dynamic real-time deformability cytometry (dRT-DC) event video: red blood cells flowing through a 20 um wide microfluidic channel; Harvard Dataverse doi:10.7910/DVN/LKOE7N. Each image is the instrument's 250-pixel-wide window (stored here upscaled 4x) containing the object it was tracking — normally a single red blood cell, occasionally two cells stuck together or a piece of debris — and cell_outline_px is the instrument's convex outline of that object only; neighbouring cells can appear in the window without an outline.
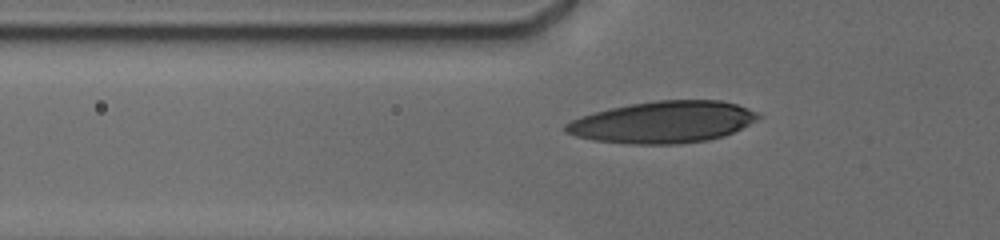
{"species": "human", "species_latin": "Homo sapiens", "temperature_condition": "cold", "stored_images_in_passage": 18, "camera_frame_rate_fps": 3000, "um_per_image_px": 0.085, "donor": {"sex": "male"}, "frame": {"image": 1, "passage_image": 2, "time_ms": 0.333, "image_size_px": [1000, 240], "cell_outline_px": [[760, 116], [748, 124], [724, 136], [708, 140], [680, 144], [628, 144], [592, 140], [576, 136], [564, 132], [564, 124], [572, 120], [596, 112], [612, 108], [632, 104], [656, 100], [720, 100], [736, 104], [756, 112]], "centroid_in_image_um": [56.33, 10.39], "position_along_channel_um": 69.5, "area_um2": 46.41}}
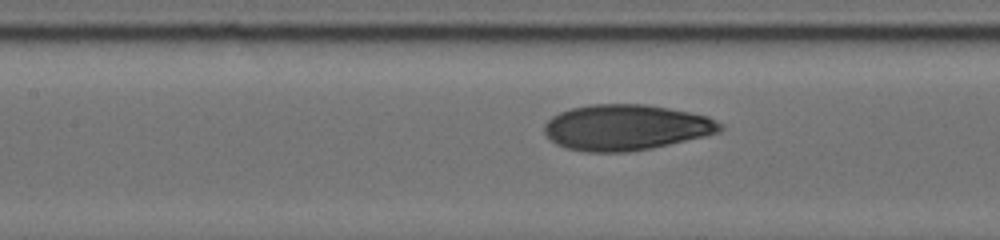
{"frame": {"image": 2, "passage_image": 7, "time_ms": 2.667, "image_size_px": [1000, 240], "cell_outline_px": [[724, 128], [720, 132], [704, 136], [652, 148], [628, 152], [584, 152], [564, 148], [556, 144], [544, 132], [544, 124], [552, 116], [560, 112], [572, 108], [588, 104], [644, 104], [668, 108], [708, 116], [724, 124]], "centroid_in_image_um": [53.2, 10.83], "position_along_channel_um": 154.2, "area_um2": 46.99}}
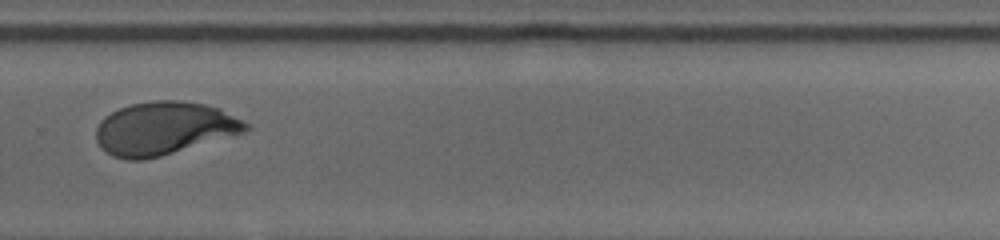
{"frame": {"image": 3, "passage_image": 16, "time_ms": 7.0, "image_size_px": [1000, 240], "cell_outline_px": [[252, 128], [244, 132], [160, 156], [144, 160], [128, 160], [112, 156], [104, 152], [100, 148], [96, 140], [96, 128], [100, 120], [104, 116], [120, 108], [132, 104], [152, 100], [180, 100], [204, 104], [220, 108], [248, 124]], "centroid_in_image_um": [13.9, 10.91], "position_along_channel_um": 315.9, "area_um2": 46.18}}